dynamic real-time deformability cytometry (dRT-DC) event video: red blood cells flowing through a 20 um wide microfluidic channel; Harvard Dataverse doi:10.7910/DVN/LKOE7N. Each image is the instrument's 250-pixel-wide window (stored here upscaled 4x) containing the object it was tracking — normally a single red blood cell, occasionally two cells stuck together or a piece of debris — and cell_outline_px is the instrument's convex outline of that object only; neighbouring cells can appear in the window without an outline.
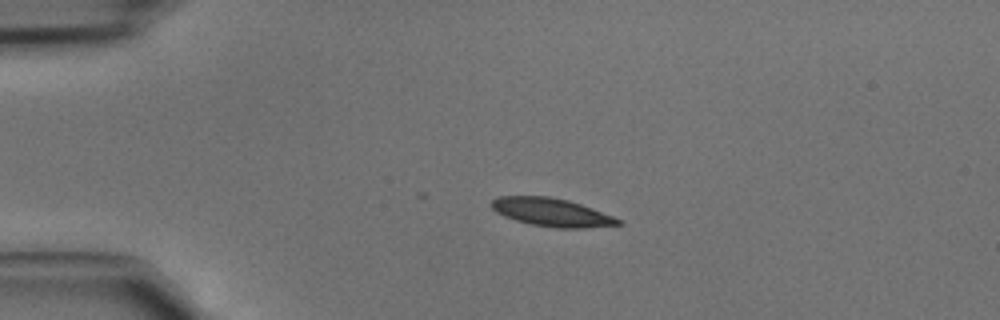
{"species": "common noctule bat (a hibernating species)", "species_latin": "Nyctalus noctula", "temperature_condition": "cold", "stored_images_in_passage": 17, "camera_frame_rate_fps": 3000, "um_per_image_px": 0.085, "animal": {"sex": "male", "body_mass_g": 15.6}, "frame": {"image": 1, "passage_image": 10, "time_ms": 3.0, "image_size_px": [1000, 320], "cell_outline_px": [[624, 224], [584, 228], [556, 228], [532, 224], [516, 220], [504, 216], [496, 212], [488, 204], [496, 196], [548, 196], [568, 200], [592, 208], [612, 216], [620, 220]], "centroid_in_image_um": [46.85, 18.04], "position_along_channel_um": 38.2, "area_um2": 20.75}}